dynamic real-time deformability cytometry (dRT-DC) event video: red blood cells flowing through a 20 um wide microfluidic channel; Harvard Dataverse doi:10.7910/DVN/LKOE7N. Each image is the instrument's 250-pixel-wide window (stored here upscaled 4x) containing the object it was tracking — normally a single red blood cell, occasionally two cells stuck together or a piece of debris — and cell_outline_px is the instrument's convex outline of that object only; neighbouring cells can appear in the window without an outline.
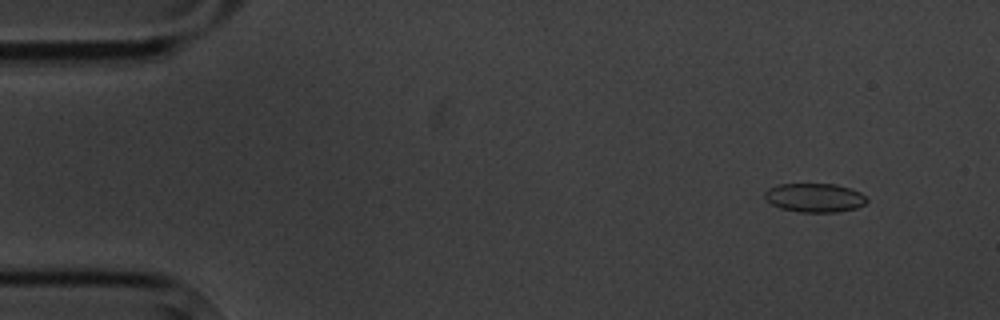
{"species": "common noctule bat (a hibernating species)", "species_latin": "Nyctalus noctula", "temperature_condition": "cold", "stored_images_in_passage": 5, "camera_frame_rate_fps": 3000, "um_per_image_px": 0.085, "animal": {"sex": "male", "body_mass_g": 20.1, "forearm_length_mm": 53.5}, "frame": {"image": 1, "passage_image": 2, "time_ms": 1.333, "image_size_px": [1000, 320], "cell_outline_px": [[868, 200], [864, 204], [856, 208], [836, 212], [800, 212], [780, 208], [764, 200], [764, 192], [768, 188], [776, 184], [836, 184], [852, 188], [860, 192]], "centroid_in_image_um": [69.21, 16.79], "position_along_channel_um": 15.8, "area_um2": 17.34}}
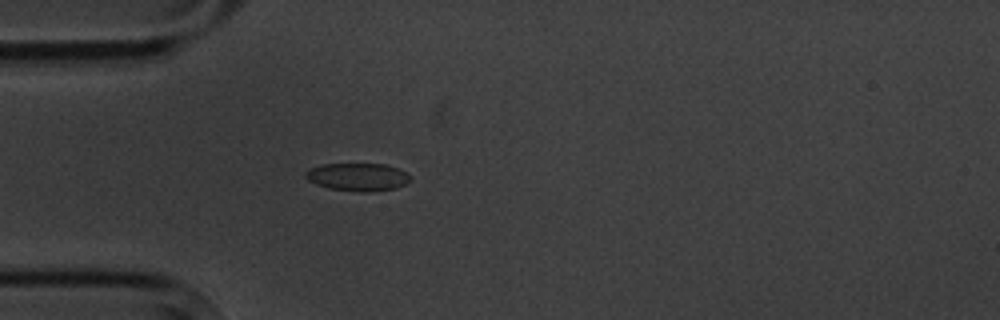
{"frame": {"image": 2, "passage_image": 5, "time_ms": 5.0, "image_size_px": [1000, 320], "cell_outline_px": [[412, 180], [408, 184], [396, 188], [364, 192], [360, 192], [328, 188], [316, 184], [308, 180], [304, 176], [304, 172], [308, 168], [320, 164], [384, 164], [396, 168], [412, 176]], "centroid_in_image_um": [30.39, 15.04], "position_along_channel_um": 54.6, "area_um2": 17.17}}